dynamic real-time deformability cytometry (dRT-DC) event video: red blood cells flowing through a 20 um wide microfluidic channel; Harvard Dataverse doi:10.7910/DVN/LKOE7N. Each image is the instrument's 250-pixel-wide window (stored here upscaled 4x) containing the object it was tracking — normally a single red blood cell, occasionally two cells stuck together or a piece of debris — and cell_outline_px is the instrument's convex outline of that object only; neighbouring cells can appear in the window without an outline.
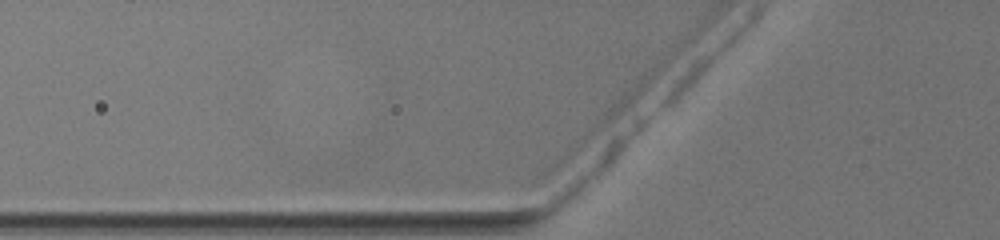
{"species": "common noctule bat (a hibernating species)", "species_latin": "Nyctalus noctula", "temperature_condition": "warm", "stored_images_in_passage": 2, "camera_frame_rate_fps": 3000, "um_per_image_px": 0.085, "animal": {"sex": "female", "body_mass_g": 19.5, "forearm_length_mm": 54.1}, "frame": {"image": 1, "passage_image": 2, "time_ms": 0.333, "image_size_px": [1000, 240], "cell_outline_px": [[660, 68], [656, 76], [648, 88], [620, 116], [556, 172], [544, 176], [544, 168], [548, 164], [640, 76], [656, 68]], "centroid_in_image_um": [51.22, 10.3], "position_along_channel_um": 74.6, "area_um2": 14.28}}